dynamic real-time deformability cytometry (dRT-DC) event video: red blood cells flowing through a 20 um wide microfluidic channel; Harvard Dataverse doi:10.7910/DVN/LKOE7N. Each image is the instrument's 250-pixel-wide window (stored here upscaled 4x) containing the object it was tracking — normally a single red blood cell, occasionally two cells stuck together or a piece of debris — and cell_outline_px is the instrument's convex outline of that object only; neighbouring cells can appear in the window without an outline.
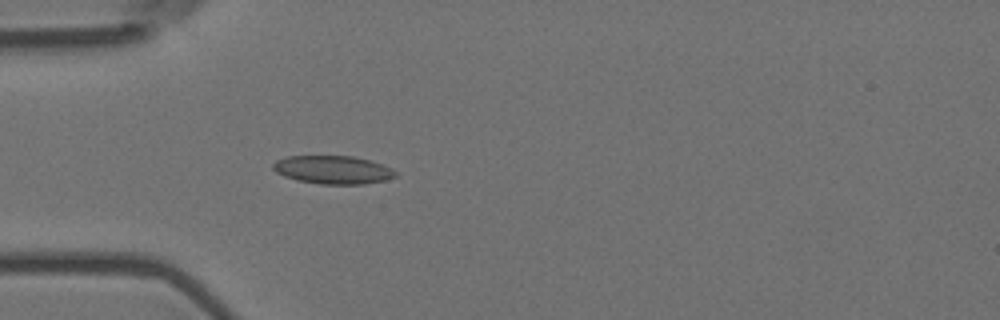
{"species": "Egyptian fruit bat (a non-hibernating species)", "species_latin": "Rousettus aegyptiacus", "temperature_condition": "room temperature", "stored_images_in_passage": 4, "camera_frame_rate_fps": 3000, "um_per_image_px": 0.085, "animal": {"sex": "female"}, "frame": {"image": 1, "passage_image": 4, "time_ms": 1.0, "image_size_px": [1000, 320], "cell_outline_px": [[396, 176], [384, 180], [364, 184], [320, 184], [296, 180], [284, 176], [276, 172], [272, 168], [272, 164], [276, 160], [288, 156], [352, 156], [368, 160], [392, 168], [396, 172]], "centroid_in_image_um": [28.26, 14.43], "position_along_channel_um": 56.7, "area_um2": 20.06}}